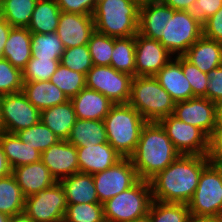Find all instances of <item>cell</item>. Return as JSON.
Instances as JSON below:
<instances>
[{
  "instance_id": "6da1fadb",
  "label": "cell",
  "mask_w": 222,
  "mask_h": 222,
  "mask_svg": "<svg viewBox=\"0 0 222 222\" xmlns=\"http://www.w3.org/2000/svg\"><path fill=\"white\" fill-rule=\"evenodd\" d=\"M210 162L206 155H179L150 180L153 200L188 204L198 186L202 170Z\"/></svg>"
},
{
  "instance_id": "7a4b0ae2",
  "label": "cell",
  "mask_w": 222,
  "mask_h": 222,
  "mask_svg": "<svg viewBox=\"0 0 222 222\" xmlns=\"http://www.w3.org/2000/svg\"><path fill=\"white\" fill-rule=\"evenodd\" d=\"M180 154L159 122H147L133 154L129 157L138 178L150 181Z\"/></svg>"
},
{
  "instance_id": "3957f363",
  "label": "cell",
  "mask_w": 222,
  "mask_h": 222,
  "mask_svg": "<svg viewBox=\"0 0 222 222\" xmlns=\"http://www.w3.org/2000/svg\"><path fill=\"white\" fill-rule=\"evenodd\" d=\"M141 0H98L92 14L95 31L115 38L138 33Z\"/></svg>"
},
{
  "instance_id": "277c9868",
  "label": "cell",
  "mask_w": 222,
  "mask_h": 222,
  "mask_svg": "<svg viewBox=\"0 0 222 222\" xmlns=\"http://www.w3.org/2000/svg\"><path fill=\"white\" fill-rule=\"evenodd\" d=\"M103 121L108 143L122 158H129L147 121L129 103L113 104Z\"/></svg>"
},
{
  "instance_id": "5b68a950",
  "label": "cell",
  "mask_w": 222,
  "mask_h": 222,
  "mask_svg": "<svg viewBox=\"0 0 222 222\" xmlns=\"http://www.w3.org/2000/svg\"><path fill=\"white\" fill-rule=\"evenodd\" d=\"M147 122L172 115L175 102L154 76H135L128 102Z\"/></svg>"
},
{
  "instance_id": "8992f818",
  "label": "cell",
  "mask_w": 222,
  "mask_h": 222,
  "mask_svg": "<svg viewBox=\"0 0 222 222\" xmlns=\"http://www.w3.org/2000/svg\"><path fill=\"white\" fill-rule=\"evenodd\" d=\"M153 201L150 181L139 179L132 187L103 203L105 222H130L148 214Z\"/></svg>"
},
{
  "instance_id": "52a82bcc",
  "label": "cell",
  "mask_w": 222,
  "mask_h": 222,
  "mask_svg": "<svg viewBox=\"0 0 222 222\" xmlns=\"http://www.w3.org/2000/svg\"><path fill=\"white\" fill-rule=\"evenodd\" d=\"M188 206L191 216L222 217V170L216 163L210 162L202 170Z\"/></svg>"
},
{
  "instance_id": "ba28073f",
  "label": "cell",
  "mask_w": 222,
  "mask_h": 222,
  "mask_svg": "<svg viewBox=\"0 0 222 222\" xmlns=\"http://www.w3.org/2000/svg\"><path fill=\"white\" fill-rule=\"evenodd\" d=\"M202 35V25L194 20L188 11L175 10L158 41L173 56H179L183 55Z\"/></svg>"
},
{
  "instance_id": "9c48e42d",
  "label": "cell",
  "mask_w": 222,
  "mask_h": 222,
  "mask_svg": "<svg viewBox=\"0 0 222 222\" xmlns=\"http://www.w3.org/2000/svg\"><path fill=\"white\" fill-rule=\"evenodd\" d=\"M133 76L111 66L93 67L86 74V87L106 96L113 104L128 103Z\"/></svg>"
},
{
  "instance_id": "30bf717a",
  "label": "cell",
  "mask_w": 222,
  "mask_h": 222,
  "mask_svg": "<svg viewBox=\"0 0 222 222\" xmlns=\"http://www.w3.org/2000/svg\"><path fill=\"white\" fill-rule=\"evenodd\" d=\"M67 200L60 182L25 198L24 212L35 222H63Z\"/></svg>"
},
{
  "instance_id": "8fae6325",
  "label": "cell",
  "mask_w": 222,
  "mask_h": 222,
  "mask_svg": "<svg viewBox=\"0 0 222 222\" xmlns=\"http://www.w3.org/2000/svg\"><path fill=\"white\" fill-rule=\"evenodd\" d=\"M158 122L180 155L207 156L209 137L201 129L187 124L173 115H168Z\"/></svg>"
},
{
  "instance_id": "7c38bea8",
  "label": "cell",
  "mask_w": 222,
  "mask_h": 222,
  "mask_svg": "<svg viewBox=\"0 0 222 222\" xmlns=\"http://www.w3.org/2000/svg\"><path fill=\"white\" fill-rule=\"evenodd\" d=\"M93 179L101 204L129 189L139 180L130 158H122L112 167L93 174Z\"/></svg>"
},
{
  "instance_id": "4fadbf2b",
  "label": "cell",
  "mask_w": 222,
  "mask_h": 222,
  "mask_svg": "<svg viewBox=\"0 0 222 222\" xmlns=\"http://www.w3.org/2000/svg\"><path fill=\"white\" fill-rule=\"evenodd\" d=\"M3 131L14 133L28 129L41 120V112L20 91L1 96Z\"/></svg>"
},
{
  "instance_id": "5bb4252c",
  "label": "cell",
  "mask_w": 222,
  "mask_h": 222,
  "mask_svg": "<svg viewBox=\"0 0 222 222\" xmlns=\"http://www.w3.org/2000/svg\"><path fill=\"white\" fill-rule=\"evenodd\" d=\"M171 58L158 40L135 35V76H155Z\"/></svg>"
},
{
  "instance_id": "9a60e30c",
  "label": "cell",
  "mask_w": 222,
  "mask_h": 222,
  "mask_svg": "<svg viewBox=\"0 0 222 222\" xmlns=\"http://www.w3.org/2000/svg\"><path fill=\"white\" fill-rule=\"evenodd\" d=\"M173 116L201 129L208 137L215 128L216 103L205 97H194L175 103Z\"/></svg>"
},
{
  "instance_id": "2e32d148",
  "label": "cell",
  "mask_w": 222,
  "mask_h": 222,
  "mask_svg": "<svg viewBox=\"0 0 222 222\" xmlns=\"http://www.w3.org/2000/svg\"><path fill=\"white\" fill-rule=\"evenodd\" d=\"M94 32L95 24L92 15L61 11L56 34L61 39L65 49L87 45Z\"/></svg>"
},
{
  "instance_id": "e0dca14e",
  "label": "cell",
  "mask_w": 222,
  "mask_h": 222,
  "mask_svg": "<svg viewBox=\"0 0 222 222\" xmlns=\"http://www.w3.org/2000/svg\"><path fill=\"white\" fill-rule=\"evenodd\" d=\"M41 161L57 182L79 172L76 147L60 140L41 153Z\"/></svg>"
},
{
  "instance_id": "ac0fdd59",
  "label": "cell",
  "mask_w": 222,
  "mask_h": 222,
  "mask_svg": "<svg viewBox=\"0 0 222 222\" xmlns=\"http://www.w3.org/2000/svg\"><path fill=\"white\" fill-rule=\"evenodd\" d=\"M174 11L161 0H142L139 8L138 33L159 40Z\"/></svg>"
},
{
  "instance_id": "d6986e66",
  "label": "cell",
  "mask_w": 222,
  "mask_h": 222,
  "mask_svg": "<svg viewBox=\"0 0 222 222\" xmlns=\"http://www.w3.org/2000/svg\"><path fill=\"white\" fill-rule=\"evenodd\" d=\"M79 172L95 174L115 165L122 157L107 142L88 147H77Z\"/></svg>"
},
{
  "instance_id": "ffe728a7",
  "label": "cell",
  "mask_w": 222,
  "mask_h": 222,
  "mask_svg": "<svg viewBox=\"0 0 222 222\" xmlns=\"http://www.w3.org/2000/svg\"><path fill=\"white\" fill-rule=\"evenodd\" d=\"M12 174L25 198L49 188L57 182L41 160L15 167L12 169Z\"/></svg>"
},
{
  "instance_id": "44dd1931",
  "label": "cell",
  "mask_w": 222,
  "mask_h": 222,
  "mask_svg": "<svg viewBox=\"0 0 222 222\" xmlns=\"http://www.w3.org/2000/svg\"><path fill=\"white\" fill-rule=\"evenodd\" d=\"M77 119L101 120L109 113L113 103L98 91L83 88L76 96L70 98Z\"/></svg>"
},
{
  "instance_id": "7402d4cb",
  "label": "cell",
  "mask_w": 222,
  "mask_h": 222,
  "mask_svg": "<svg viewBox=\"0 0 222 222\" xmlns=\"http://www.w3.org/2000/svg\"><path fill=\"white\" fill-rule=\"evenodd\" d=\"M154 77L175 103L194 98L181 64L175 58L171 59Z\"/></svg>"
},
{
  "instance_id": "603a6c76",
  "label": "cell",
  "mask_w": 222,
  "mask_h": 222,
  "mask_svg": "<svg viewBox=\"0 0 222 222\" xmlns=\"http://www.w3.org/2000/svg\"><path fill=\"white\" fill-rule=\"evenodd\" d=\"M183 56L201 72L208 74L222 65V43L202 35Z\"/></svg>"
},
{
  "instance_id": "cb8c5ba5",
  "label": "cell",
  "mask_w": 222,
  "mask_h": 222,
  "mask_svg": "<svg viewBox=\"0 0 222 222\" xmlns=\"http://www.w3.org/2000/svg\"><path fill=\"white\" fill-rule=\"evenodd\" d=\"M22 92L27 100L40 112L70 100L50 81L24 82Z\"/></svg>"
},
{
  "instance_id": "d4e9b609",
  "label": "cell",
  "mask_w": 222,
  "mask_h": 222,
  "mask_svg": "<svg viewBox=\"0 0 222 222\" xmlns=\"http://www.w3.org/2000/svg\"><path fill=\"white\" fill-rule=\"evenodd\" d=\"M67 204L100 203L92 174L75 173L59 181Z\"/></svg>"
},
{
  "instance_id": "484cf974",
  "label": "cell",
  "mask_w": 222,
  "mask_h": 222,
  "mask_svg": "<svg viewBox=\"0 0 222 222\" xmlns=\"http://www.w3.org/2000/svg\"><path fill=\"white\" fill-rule=\"evenodd\" d=\"M31 32L28 28L12 27L4 46L3 58L23 70L31 59Z\"/></svg>"
},
{
  "instance_id": "4316f807",
  "label": "cell",
  "mask_w": 222,
  "mask_h": 222,
  "mask_svg": "<svg viewBox=\"0 0 222 222\" xmlns=\"http://www.w3.org/2000/svg\"><path fill=\"white\" fill-rule=\"evenodd\" d=\"M77 120L73 105L67 102L41 111V122L44 123L59 140H67Z\"/></svg>"
},
{
  "instance_id": "83f0119b",
  "label": "cell",
  "mask_w": 222,
  "mask_h": 222,
  "mask_svg": "<svg viewBox=\"0 0 222 222\" xmlns=\"http://www.w3.org/2000/svg\"><path fill=\"white\" fill-rule=\"evenodd\" d=\"M0 145L11 169L41 160V153L22 142L17 134L0 132Z\"/></svg>"
},
{
  "instance_id": "f1b7e54d",
  "label": "cell",
  "mask_w": 222,
  "mask_h": 222,
  "mask_svg": "<svg viewBox=\"0 0 222 222\" xmlns=\"http://www.w3.org/2000/svg\"><path fill=\"white\" fill-rule=\"evenodd\" d=\"M67 141L76 148L107 143L104 121L77 119Z\"/></svg>"
},
{
  "instance_id": "f546056e",
  "label": "cell",
  "mask_w": 222,
  "mask_h": 222,
  "mask_svg": "<svg viewBox=\"0 0 222 222\" xmlns=\"http://www.w3.org/2000/svg\"><path fill=\"white\" fill-rule=\"evenodd\" d=\"M61 10L54 0H38L29 26L31 33L56 32Z\"/></svg>"
},
{
  "instance_id": "4dcf8cb0",
  "label": "cell",
  "mask_w": 222,
  "mask_h": 222,
  "mask_svg": "<svg viewBox=\"0 0 222 222\" xmlns=\"http://www.w3.org/2000/svg\"><path fill=\"white\" fill-rule=\"evenodd\" d=\"M24 203L25 197L14 175L0 178V212L13 217L24 211Z\"/></svg>"
},
{
  "instance_id": "1f68e13d",
  "label": "cell",
  "mask_w": 222,
  "mask_h": 222,
  "mask_svg": "<svg viewBox=\"0 0 222 222\" xmlns=\"http://www.w3.org/2000/svg\"><path fill=\"white\" fill-rule=\"evenodd\" d=\"M110 66L135 77V36L114 37Z\"/></svg>"
},
{
  "instance_id": "d6a6232c",
  "label": "cell",
  "mask_w": 222,
  "mask_h": 222,
  "mask_svg": "<svg viewBox=\"0 0 222 222\" xmlns=\"http://www.w3.org/2000/svg\"><path fill=\"white\" fill-rule=\"evenodd\" d=\"M38 0H2L0 17L12 27L27 28Z\"/></svg>"
},
{
  "instance_id": "836d02e7",
  "label": "cell",
  "mask_w": 222,
  "mask_h": 222,
  "mask_svg": "<svg viewBox=\"0 0 222 222\" xmlns=\"http://www.w3.org/2000/svg\"><path fill=\"white\" fill-rule=\"evenodd\" d=\"M32 57L40 59H61L65 50L56 32L31 33Z\"/></svg>"
},
{
  "instance_id": "e575fe53",
  "label": "cell",
  "mask_w": 222,
  "mask_h": 222,
  "mask_svg": "<svg viewBox=\"0 0 222 222\" xmlns=\"http://www.w3.org/2000/svg\"><path fill=\"white\" fill-rule=\"evenodd\" d=\"M148 214L151 222H188L191 217L188 204L156 200L152 201Z\"/></svg>"
},
{
  "instance_id": "d590c367",
  "label": "cell",
  "mask_w": 222,
  "mask_h": 222,
  "mask_svg": "<svg viewBox=\"0 0 222 222\" xmlns=\"http://www.w3.org/2000/svg\"><path fill=\"white\" fill-rule=\"evenodd\" d=\"M49 81L56 85L69 99L86 87L84 74L73 71L62 64H59Z\"/></svg>"
},
{
  "instance_id": "8d00e7d4",
  "label": "cell",
  "mask_w": 222,
  "mask_h": 222,
  "mask_svg": "<svg viewBox=\"0 0 222 222\" xmlns=\"http://www.w3.org/2000/svg\"><path fill=\"white\" fill-rule=\"evenodd\" d=\"M22 142L29 144L31 148L40 153L49 149L60 140L58 137L41 121L28 129L16 133Z\"/></svg>"
},
{
  "instance_id": "74e56055",
  "label": "cell",
  "mask_w": 222,
  "mask_h": 222,
  "mask_svg": "<svg viewBox=\"0 0 222 222\" xmlns=\"http://www.w3.org/2000/svg\"><path fill=\"white\" fill-rule=\"evenodd\" d=\"M63 222H105L103 204H68Z\"/></svg>"
},
{
  "instance_id": "f35d334b",
  "label": "cell",
  "mask_w": 222,
  "mask_h": 222,
  "mask_svg": "<svg viewBox=\"0 0 222 222\" xmlns=\"http://www.w3.org/2000/svg\"><path fill=\"white\" fill-rule=\"evenodd\" d=\"M59 64L60 59H40L31 56L26 67L22 70L23 81H49Z\"/></svg>"
},
{
  "instance_id": "ab89813d",
  "label": "cell",
  "mask_w": 222,
  "mask_h": 222,
  "mask_svg": "<svg viewBox=\"0 0 222 222\" xmlns=\"http://www.w3.org/2000/svg\"><path fill=\"white\" fill-rule=\"evenodd\" d=\"M93 65L110 66L114 48V37L95 31L88 42Z\"/></svg>"
},
{
  "instance_id": "60d3db41",
  "label": "cell",
  "mask_w": 222,
  "mask_h": 222,
  "mask_svg": "<svg viewBox=\"0 0 222 222\" xmlns=\"http://www.w3.org/2000/svg\"><path fill=\"white\" fill-rule=\"evenodd\" d=\"M60 64L86 76L87 72L93 67L88 44L66 48L60 59Z\"/></svg>"
},
{
  "instance_id": "b9f144b4",
  "label": "cell",
  "mask_w": 222,
  "mask_h": 222,
  "mask_svg": "<svg viewBox=\"0 0 222 222\" xmlns=\"http://www.w3.org/2000/svg\"><path fill=\"white\" fill-rule=\"evenodd\" d=\"M22 70L14 67L7 59H0V95H7L22 91Z\"/></svg>"
},
{
  "instance_id": "7bdbcfd3",
  "label": "cell",
  "mask_w": 222,
  "mask_h": 222,
  "mask_svg": "<svg viewBox=\"0 0 222 222\" xmlns=\"http://www.w3.org/2000/svg\"><path fill=\"white\" fill-rule=\"evenodd\" d=\"M182 67L186 79L192 88L194 97H204L207 94L208 74L201 72L195 65L188 61L183 55L174 57Z\"/></svg>"
},
{
  "instance_id": "ee69618b",
  "label": "cell",
  "mask_w": 222,
  "mask_h": 222,
  "mask_svg": "<svg viewBox=\"0 0 222 222\" xmlns=\"http://www.w3.org/2000/svg\"><path fill=\"white\" fill-rule=\"evenodd\" d=\"M222 7V0H196L189 8V15L202 26Z\"/></svg>"
},
{
  "instance_id": "f6af8a7d",
  "label": "cell",
  "mask_w": 222,
  "mask_h": 222,
  "mask_svg": "<svg viewBox=\"0 0 222 222\" xmlns=\"http://www.w3.org/2000/svg\"><path fill=\"white\" fill-rule=\"evenodd\" d=\"M59 9L66 13L92 15L98 0H54Z\"/></svg>"
},
{
  "instance_id": "bcb514c9",
  "label": "cell",
  "mask_w": 222,
  "mask_h": 222,
  "mask_svg": "<svg viewBox=\"0 0 222 222\" xmlns=\"http://www.w3.org/2000/svg\"><path fill=\"white\" fill-rule=\"evenodd\" d=\"M207 94L204 96L213 103L222 102V65L208 73Z\"/></svg>"
},
{
  "instance_id": "7dc6e473",
  "label": "cell",
  "mask_w": 222,
  "mask_h": 222,
  "mask_svg": "<svg viewBox=\"0 0 222 222\" xmlns=\"http://www.w3.org/2000/svg\"><path fill=\"white\" fill-rule=\"evenodd\" d=\"M203 36L222 43V7L202 26Z\"/></svg>"
},
{
  "instance_id": "c3c4849f",
  "label": "cell",
  "mask_w": 222,
  "mask_h": 222,
  "mask_svg": "<svg viewBox=\"0 0 222 222\" xmlns=\"http://www.w3.org/2000/svg\"><path fill=\"white\" fill-rule=\"evenodd\" d=\"M207 157L213 163L222 159V128H214L210 135Z\"/></svg>"
},
{
  "instance_id": "681fc988",
  "label": "cell",
  "mask_w": 222,
  "mask_h": 222,
  "mask_svg": "<svg viewBox=\"0 0 222 222\" xmlns=\"http://www.w3.org/2000/svg\"><path fill=\"white\" fill-rule=\"evenodd\" d=\"M12 26L0 17V59L3 58L4 46L9 37Z\"/></svg>"
},
{
  "instance_id": "f907efd6",
  "label": "cell",
  "mask_w": 222,
  "mask_h": 222,
  "mask_svg": "<svg viewBox=\"0 0 222 222\" xmlns=\"http://www.w3.org/2000/svg\"><path fill=\"white\" fill-rule=\"evenodd\" d=\"M161 1L174 10L187 11L196 0H161Z\"/></svg>"
},
{
  "instance_id": "816d5d0a",
  "label": "cell",
  "mask_w": 222,
  "mask_h": 222,
  "mask_svg": "<svg viewBox=\"0 0 222 222\" xmlns=\"http://www.w3.org/2000/svg\"><path fill=\"white\" fill-rule=\"evenodd\" d=\"M12 173V169L8 164L6 156L3 152L2 146L0 145V178L6 177Z\"/></svg>"
},
{
  "instance_id": "f5cc1de1",
  "label": "cell",
  "mask_w": 222,
  "mask_h": 222,
  "mask_svg": "<svg viewBox=\"0 0 222 222\" xmlns=\"http://www.w3.org/2000/svg\"><path fill=\"white\" fill-rule=\"evenodd\" d=\"M188 222H222L220 216H191Z\"/></svg>"
},
{
  "instance_id": "db71d44e",
  "label": "cell",
  "mask_w": 222,
  "mask_h": 222,
  "mask_svg": "<svg viewBox=\"0 0 222 222\" xmlns=\"http://www.w3.org/2000/svg\"><path fill=\"white\" fill-rule=\"evenodd\" d=\"M215 128H222V102L216 104Z\"/></svg>"
},
{
  "instance_id": "11a10c76",
  "label": "cell",
  "mask_w": 222,
  "mask_h": 222,
  "mask_svg": "<svg viewBox=\"0 0 222 222\" xmlns=\"http://www.w3.org/2000/svg\"><path fill=\"white\" fill-rule=\"evenodd\" d=\"M11 222H35L24 211L11 217Z\"/></svg>"
},
{
  "instance_id": "9f6ffc18",
  "label": "cell",
  "mask_w": 222,
  "mask_h": 222,
  "mask_svg": "<svg viewBox=\"0 0 222 222\" xmlns=\"http://www.w3.org/2000/svg\"><path fill=\"white\" fill-rule=\"evenodd\" d=\"M130 222H151V220H150L149 214H147V215H145V216H143V217L134 219V220H132V221H130Z\"/></svg>"
},
{
  "instance_id": "6f0895ef",
  "label": "cell",
  "mask_w": 222,
  "mask_h": 222,
  "mask_svg": "<svg viewBox=\"0 0 222 222\" xmlns=\"http://www.w3.org/2000/svg\"><path fill=\"white\" fill-rule=\"evenodd\" d=\"M0 222H11V217L5 213L0 212Z\"/></svg>"
},
{
  "instance_id": "680465c9",
  "label": "cell",
  "mask_w": 222,
  "mask_h": 222,
  "mask_svg": "<svg viewBox=\"0 0 222 222\" xmlns=\"http://www.w3.org/2000/svg\"><path fill=\"white\" fill-rule=\"evenodd\" d=\"M0 132H3V121L1 116V95H0Z\"/></svg>"
},
{
  "instance_id": "91938a15",
  "label": "cell",
  "mask_w": 222,
  "mask_h": 222,
  "mask_svg": "<svg viewBox=\"0 0 222 222\" xmlns=\"http://www.w3.org/2000/svg\"><path fill=\"white\" fill-rule=\"evenodd\" d=\"M216 164L219 166V168L222 170V159L217 161Z\"/></svg>"
}]
</instances>
